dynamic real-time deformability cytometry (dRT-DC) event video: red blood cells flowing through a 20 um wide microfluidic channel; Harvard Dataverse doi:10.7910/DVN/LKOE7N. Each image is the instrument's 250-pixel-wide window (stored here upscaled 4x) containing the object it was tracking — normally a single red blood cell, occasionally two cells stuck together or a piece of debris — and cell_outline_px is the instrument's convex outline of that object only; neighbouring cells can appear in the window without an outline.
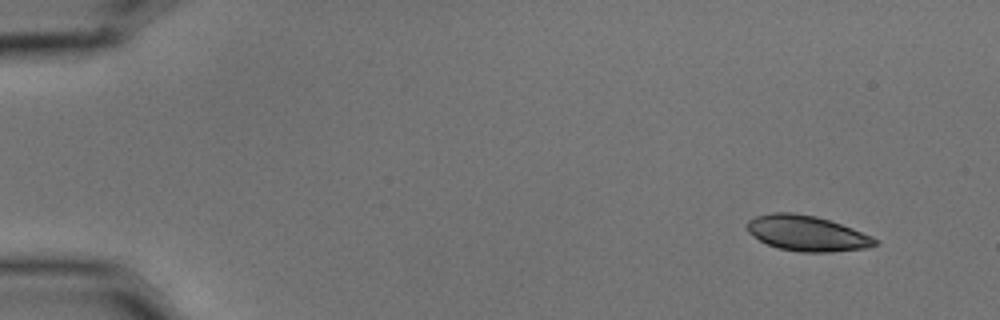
{"species": "common noctule bat (a hibernating species)", "species_latin": "Nyctalus noctula", "temperature_condition": "cold", "stored_images_in_passage": 9, "camera_frame_rate_fps": 3000, "um_per_image_px": 0.085, "animal": {"sex": "male", "body_mass_g": 15.6}, "frame": {"image": 1, "passage_image": 1, "time_ms": 0.0, "image_size_px": [1000, 320], "cell_outline_px": [[880, 244], [868, 248], [832, 252], [800, 252], [776, 248], [760, 240], [748, 232], [748, 220], [756, 216], [772, 212], [792, 212], [816, 216], [852, 228], [872, 236], [880, 240]], "centroid_in_image_um": [68.63, 19.84], "position_along_channel_um": 16.4, "area_um2": 26.53}}
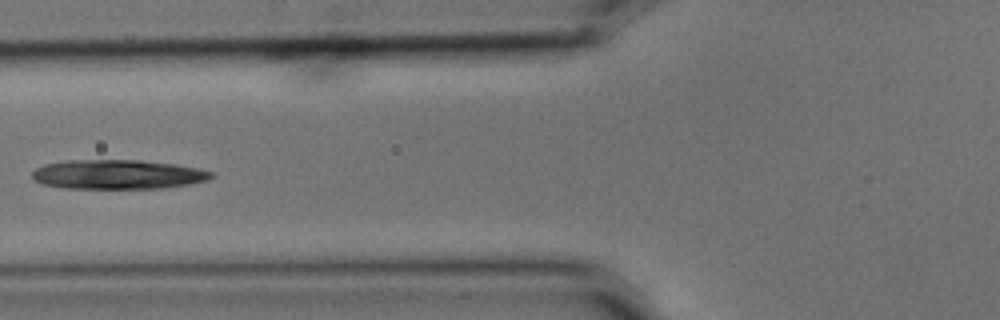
{"frame": {"image": 2, "passage_image": 6, "time_ms": 1.667, "image_size_px": [1000, 320], "cell_outline_px": [[216, 176], [208, 180], [188, 184], [160, 188], [64, 188], [40, 184], [32, 180], [32, 172], [36, 168], [44, 164], [68, 160], [140, 160], [176, 164], [200, 168], [216, 172]], "centroid_in_image_um": [10.03, 14.82], "position_along_channel_um": 115.8, "area_um2": 30.98}}
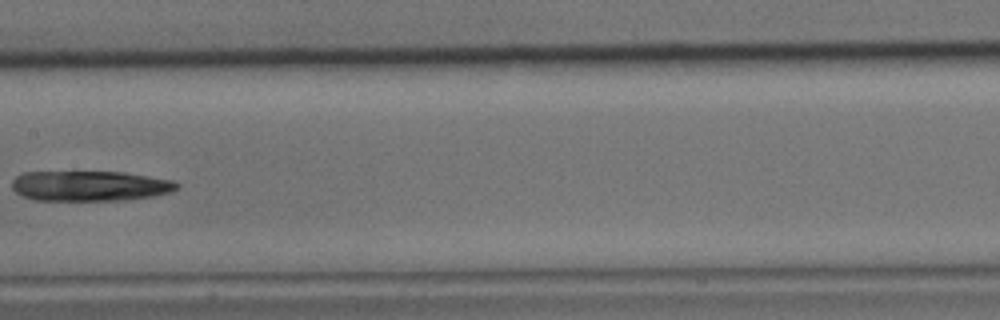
{"frame": {"image": 3, "passage_image": 8, "time_ms": 2.333, "image_size_px": [1000, 320], "cell_outline_px": [[180, 184], [172, 192], [152, 196], [124, 200], [36, 200], [20, 196], [12, 188], [12, 180], [16, 176], [24, 172], [124, 172], [172, 180]], "centroid_in_image_um": [7.62, 15.8], "position_along_channel_um": 199.8, "area_um2": 29.07}}